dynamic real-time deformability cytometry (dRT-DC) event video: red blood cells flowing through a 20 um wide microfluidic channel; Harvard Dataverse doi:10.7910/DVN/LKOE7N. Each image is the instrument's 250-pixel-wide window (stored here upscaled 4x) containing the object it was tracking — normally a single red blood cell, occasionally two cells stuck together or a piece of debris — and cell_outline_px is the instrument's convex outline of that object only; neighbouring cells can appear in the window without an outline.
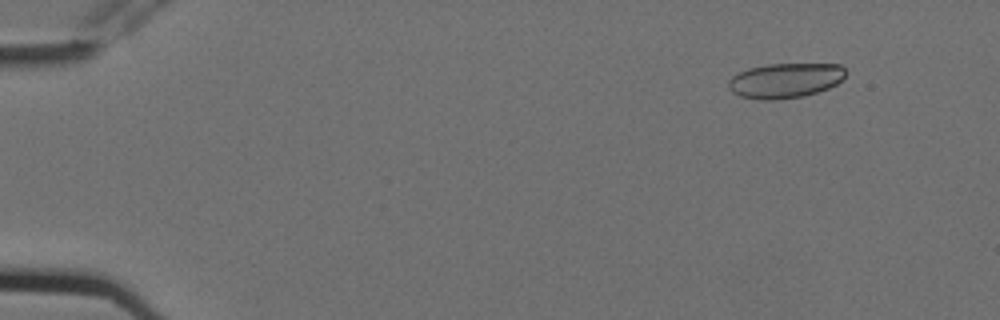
{"species": "Egyptian fruit bat (a non-hibernating species)", "species_latin": "Rousettus aegyptiacus", "temperature_condition": "cold", "stored_images_in_passage": 15, "camera_frame_rate_fps": 3000, "um_per_image_px": 0.085, "animal": {"sex": "female"}, "frame": {"image": 1, "passage_image": 2, "time_ms": 0.333, "image_size_px": [1000, 320], "cell_outline_px": [[848, 72], [836, 84], [828, 88], [804, 96], [776, 100], [760, 100], [740, 96], [732, 92], [728, 88], [728, 80], [732, 76], [748, 68], [768, 64], [840, 64]], "centroid_in_image_um": [66.73, 6.84], "position_along_channel_um": 18.3, "area_um2": 23.93}}
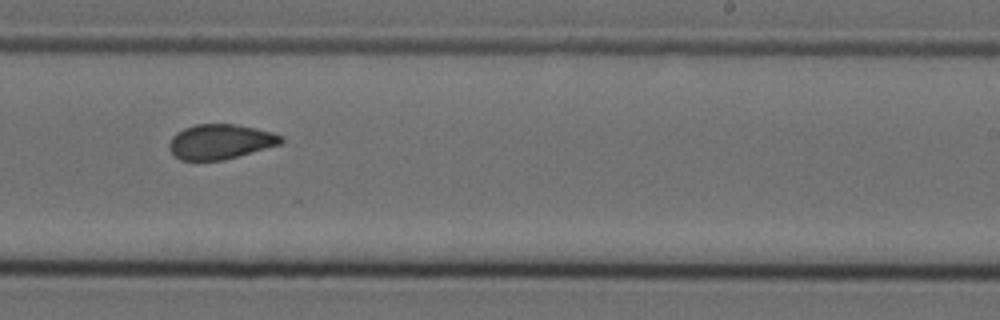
{"frame": {"image": 2, "passage_image": 10, "time_ms": 3.0, "image_size_px": [1000, 320], "cell_outline_px": [[284, 140], [280, 144], [224, 160], [180, 160], [168, 148], [168, 144], [172, 136], [176, 132], [184, 128], [196, 124], [236, 124], [256, 128], [272, 132], [284, 136]], "centroid_in_image_um": [18.72, 12.03], "position_along_channel_um": 270.3, "area_um2": 22.77}}
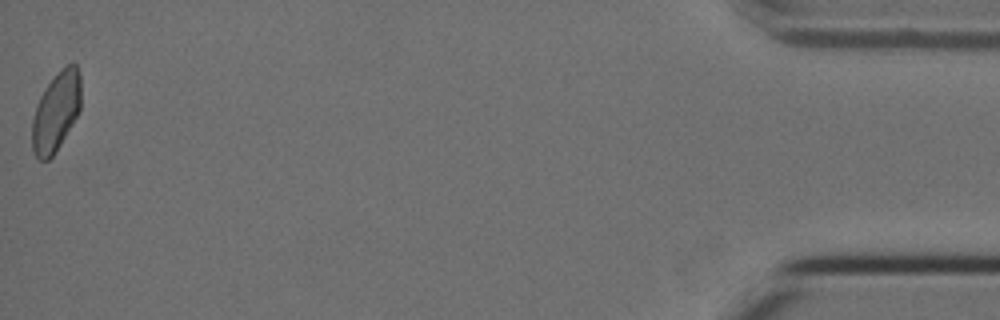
{"frame": {"image": 3, "passage_image": 15, "time_ms": 4.667, "image_size_px": [1000, 320], "cell_outline_px": [[80, 112], [56, 152], [48, 160], [40, 160], [36, 156], [32, 148], [32, 120], [36, 104], [44, 88], [60, 68], [72, 60], [76, 64], [80, 76]], "centroid_in_image_um": [4.77, 9.46], "position_along_channel_um": 430.4, "area_um2": 22.95}}